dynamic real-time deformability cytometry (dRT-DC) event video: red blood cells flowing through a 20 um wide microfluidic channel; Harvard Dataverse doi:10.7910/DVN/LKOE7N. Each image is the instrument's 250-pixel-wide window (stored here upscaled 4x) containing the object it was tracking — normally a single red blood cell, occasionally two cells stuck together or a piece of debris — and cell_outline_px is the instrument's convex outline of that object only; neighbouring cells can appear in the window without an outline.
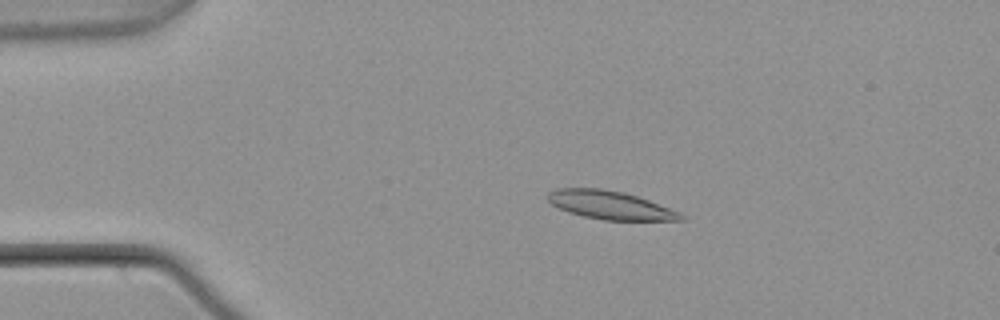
{"species": "common noctule bat (a hibernating species)", "species_latin": "Nyctalus noctula", "temperature_condition": "warm", "stored_images_in_passage": 44, "camera_frame_rate_fps": 3000, "um_per_image_px": 0.085, "animal": {"sex": "male", "body_mass_g": 21.5, "forearm_length_mm": 52.0}, "frame": {"image": 1, "passage_image": 1, "time_ms": 0.0, "image_size_px": [1000, 320], "cell_outline_px": [[684, 220], [604, 220], [584, 216], [568, 212], [552, 204], [548, 200], [548, 192], [556, 188], [600, 188], [624, 192], [648, 200], [680, 212], [684, 216]], "centroid_in_image_um": [51.85, 17.43], "position_along_channel_um": 33.2, "area_um2": 21.79}}
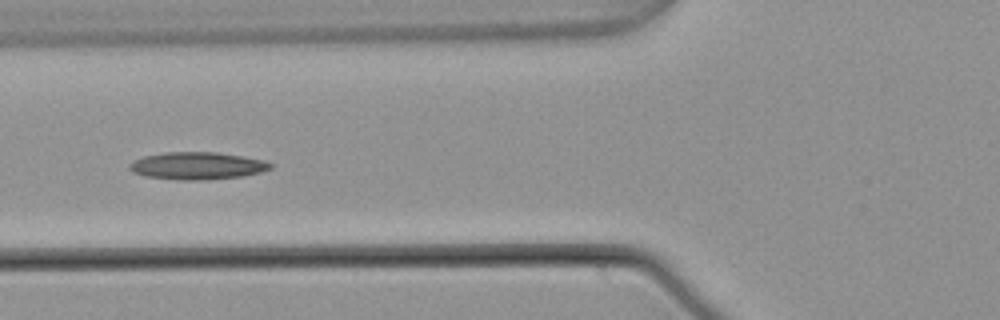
{"frame": {"image": 2, "passage_image": 11, "time_ms": 3.333, "image_size_px": [1000, 320], "cell_outline_px": [[272, 168], [260, 172], [240, 176], [208, 180], [180, 180], [144, 176], [132, 172], [128, 168], [128, 164], [144, 156], [164, 152], [216, 152], [264, 160], [272, 164]], "centroid_in_image_um": [16.73, 14.09], "position_along_channel_um": 109.1, "area_um2": 22.43}}
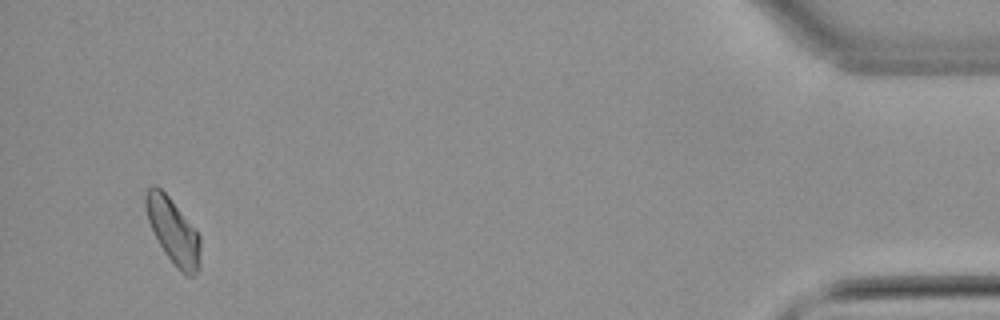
{"frame": {"image": 3, "passage_image": 42, "time_ms": 13.667, "image_size_px": [1000, 320], "cell_outline_px": [[200, 268], [192, 276], [188, 276], [180, 272], [176, 268], [164, 252], [148, 220], [144, 204], [144, 196], [148, 188], [152, 184], [156, 184], [168, 196], [200, 236]], "centroid_in_image_um": [14.71, 19.65], "position_along_channel_um": 420.5, "area_um2": 20.63}}